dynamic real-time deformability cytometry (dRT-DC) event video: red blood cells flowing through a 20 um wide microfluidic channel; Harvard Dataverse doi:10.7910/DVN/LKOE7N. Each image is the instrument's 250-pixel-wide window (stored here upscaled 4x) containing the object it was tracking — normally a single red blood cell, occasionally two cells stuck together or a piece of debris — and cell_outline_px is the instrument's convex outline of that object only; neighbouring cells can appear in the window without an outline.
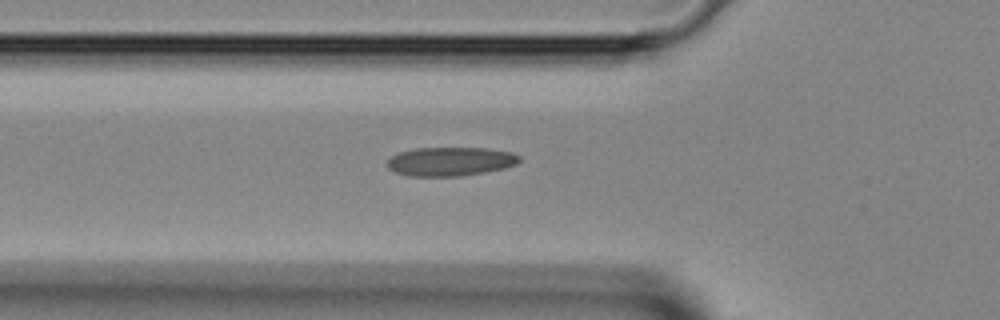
{"species": "Egyptian fruit bat (a non-hibernating species)", "species_latin": "Rousettus aegyptiacus", "temperature_condition": "room temperature", "stored_images_in_passage": 33, "camera_frame_rate_fps": 3000, "um_per_image_px": 0.085, "animal": {"sex": "female"}, "frame": {"image": 1, "passage_image": 4, "time_ms": 1.0, "image_size_px": [1000, 320], "cell_outline_px": [[520, 160], [516, 164], [504, 168], [484, 172], [460, 176], [408, 176], [396, 172], [388, 168], [384, 164], [392, 156], [400, 152], [416, 148], [488, 148], [512, 152], [520, 156]], "centroid_in_image_um": [38.27, 13.72], "position_along_channel_um": 87.5, "area_um2": 22.25}}
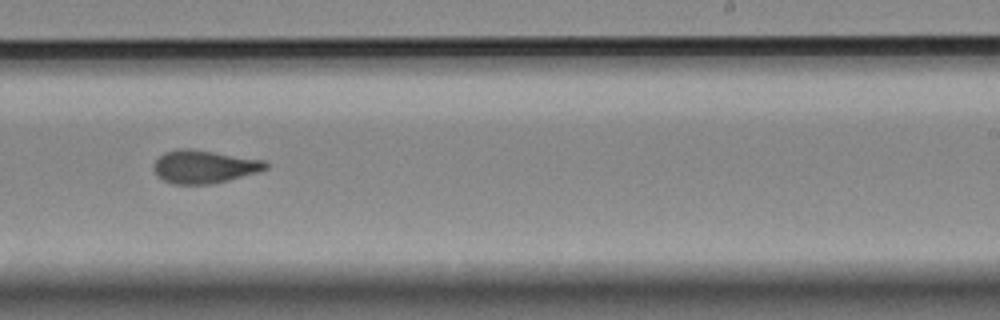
{"frame": {"image": 2, "passage_image": 16, "time_ms": 5.0, "image_size_px": [1000, 320], "cell_outline_px": [[268, 168], [256, 172], [228, 180], [212, 184], [172, 184], [156, 176], [152, 168], [152, 164], [164, 152], [176, 148], [192, 148], [264, 160], [268, 164]], "centroid_in_image_um": [17.29, 14.15], "position_along_channel_um": 271.7, "area_um2": 21.73}}
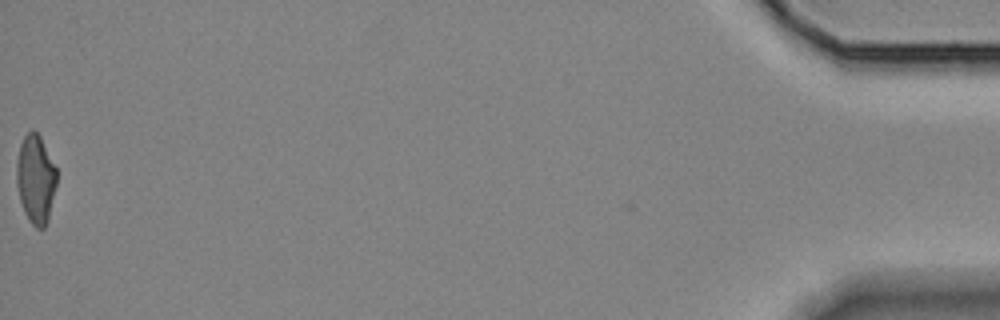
{"frame": {"image": 3, "passage_image": 33, "time_ms": 10.667, "image_size_px": [1000, 320], "cell_outline_px": [[56, 184], [48, 220], [44, 228], [36, 228], [32, 224], [24, 212], [20, 200], [16, 184], [16, 160], [20, 144], [24, 136], [32, 128], [40, 136], [56, 168]], "centroid_in_image_um": [3.01, 15.21], "position_along_channel_um": 432.2, "area_um2": 20.69}}